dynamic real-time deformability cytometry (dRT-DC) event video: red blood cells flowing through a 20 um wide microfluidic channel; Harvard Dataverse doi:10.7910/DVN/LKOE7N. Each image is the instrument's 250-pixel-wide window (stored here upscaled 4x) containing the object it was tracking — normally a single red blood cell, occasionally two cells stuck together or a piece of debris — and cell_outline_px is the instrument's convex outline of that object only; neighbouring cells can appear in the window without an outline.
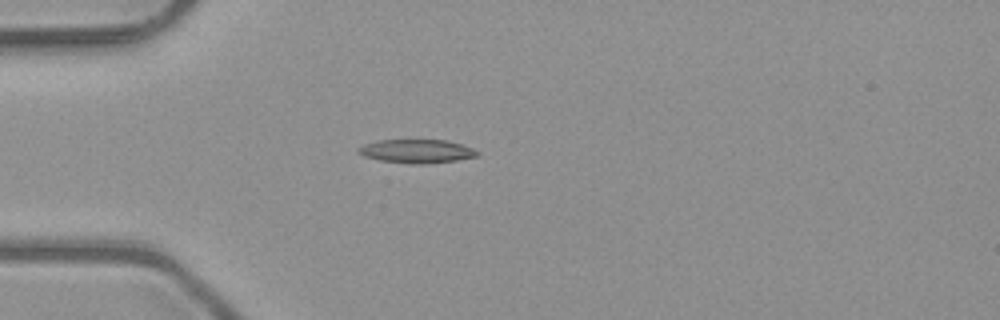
{"species": "common noctule bat (a hibernating species)", "species_latin": "Nyctalus noctula", "temperature_condition": "room temperature", "stored_images_in_passage": 3, "camera_frame_rate_fps": 3000, "um_per_image_px": 0.085, "animal": {"sex": "male", "body_mass_g": 23.1, "forearm_length_mm": 52.7}, "frame": {"image": 1, "passage_image": 3, "time_ms": 0.667, "image_size_px": [1000, 320], "cell_outline_px": [[480, 152], [476, 156], [456, 160], [424, 164], [412, 164], [380, 160], [364, 156], [356, 152], [356, 148], [364, 144], [380, 140], [444, 140], [460, 144], [472, 148]], "centroid_in_image_um": [35.37, 12.85], "position_along_channel_um": 49.6, "area_um2": 16.24}}